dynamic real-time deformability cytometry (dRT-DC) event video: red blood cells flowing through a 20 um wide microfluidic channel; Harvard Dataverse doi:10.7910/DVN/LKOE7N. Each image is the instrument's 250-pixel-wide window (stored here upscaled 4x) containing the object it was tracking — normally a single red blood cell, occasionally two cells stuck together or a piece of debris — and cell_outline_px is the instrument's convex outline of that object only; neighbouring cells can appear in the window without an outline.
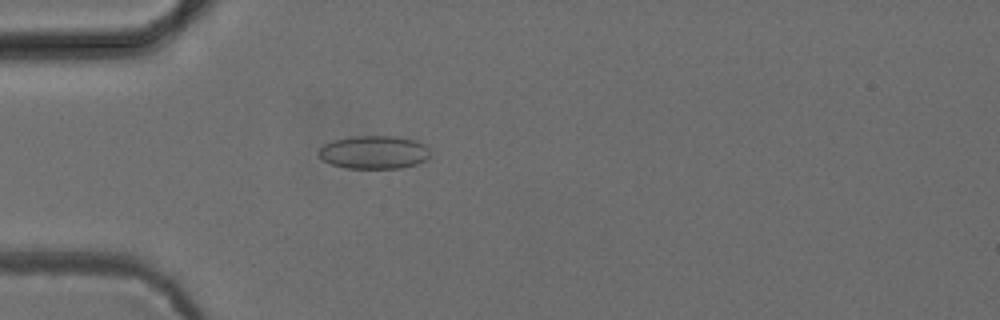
{"species": "common noctule bat (a hibernating species)", "species_latin": "Nyctalus noctula", "temperature_condition": "cold", "stored_images_in_passage": 44, "camera_frame_rate_fps": 3000, "um_per_image_px": 0.085, "animal": {"sex": "female", "body_mass_g": 24.6, "forearm_length_mm": 56.2}, "frame": {"image": 1, "passage_image": 7, "time_ms": 2.0, "image_size_px": [1000, 320], "cell_outline_px": [[428, 156], [424, 160], [416, 164], [400, 168], [344, 168], [332, 164], [324, 160], [316, 152], [324, 144], [332, 140], [352, 136], [396, 136], [416, 140], [424, 144], [428, 148]], "centroid_in_image_um": [31.76, 12.93], "position_along_channel_um": 53.2, "area_um2": 21.56}}
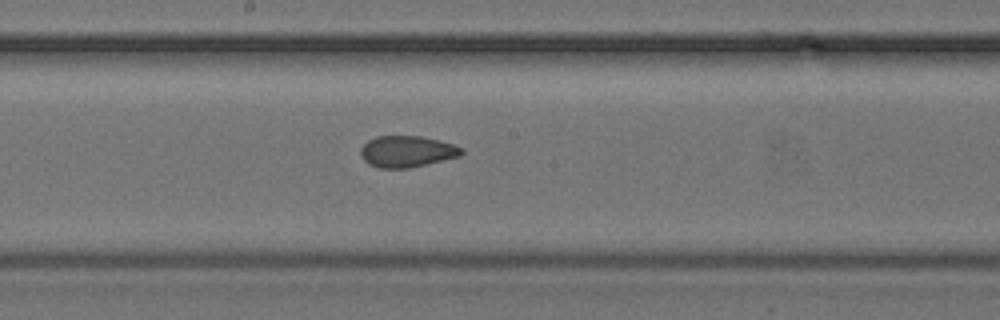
{"frame": {"image": 2, "passage_image": 20, "time_ms": 6.333, "image_size_px": [1000, 320], "cell_outline_px": [[464, 152], [460, 156], [408, 168], [380, 168], [368, 164], [360, 156], [360, 148], [368, 140], [376, 136], [420, 136], [440, 140], [464, 148]], "centroid_in_image_um": [34.57, 12.87], "position_along_channel_um": 213.6, "area_um2": 18.5}}
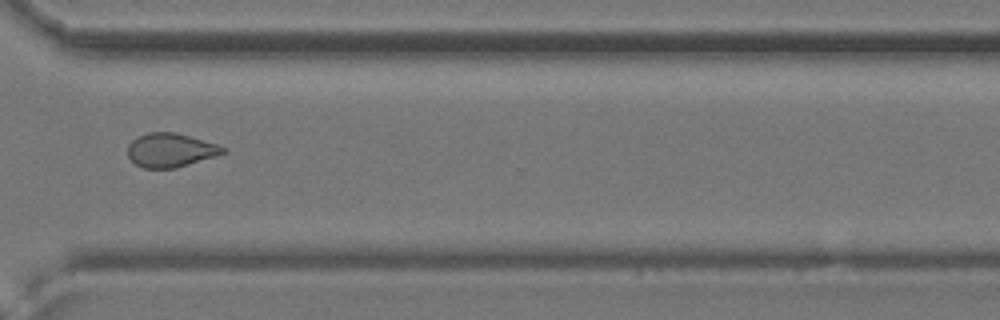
{"frame": {"image": 3, "passage_image": 31, "time_ms": 10.0, "image_size_px": [1000, 320], "cell_outline_px": [[224, 152], [216, 156], [176, 168], [144, 168], [136, 164], [128, 156], [128, 144], [136, 136], [148, 132], [176, 132], [216, 144], [224, 148]], "centroid_in_image_um": [14.45, 12.75], "position_along_channel_um": 356.2, "area_um2": 18.67}, "authors_computed_cell_mechanics": {"area_um2": 19.0162, "velocity_mm_per_s": 3.8902, "shape_relaxation_time_tau1_ms": null, "shape_relaxation_time_tau2_ms": 1.5811, "deformation_change_tau1": null, "deformation_change_tau2": 0.0618}}